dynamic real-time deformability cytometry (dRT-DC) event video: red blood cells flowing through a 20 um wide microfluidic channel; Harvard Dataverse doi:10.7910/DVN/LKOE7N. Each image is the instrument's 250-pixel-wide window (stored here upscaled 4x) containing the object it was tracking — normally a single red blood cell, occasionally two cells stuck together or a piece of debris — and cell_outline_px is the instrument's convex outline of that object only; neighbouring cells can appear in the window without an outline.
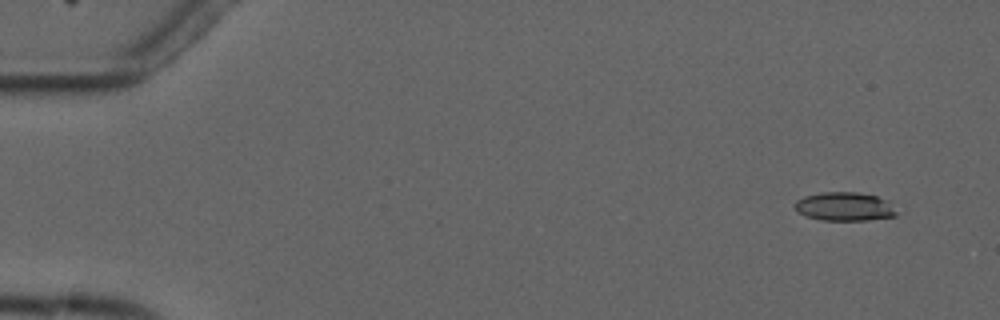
{"species": "common noctule bat (a hibernating species)", "species_latin": "Nyctalus noctula", "temperature_condition": "cold", "stored_images_in_passage": 4, "camera_frame_rate_fps": 3000, "um_per_image_px": 0.085, "animal": {"sex": "male", "forearm_length_mm": 52.5}, "frame": {"image": 1, "passage_image": 1, "time_ms": 0.0, "image_size_px": [1000, 320], "cell_outline_px": [[896, 216], [868, 220], [820, 220], [808, 216], [800, 212], [792, 204], [796, 200], [804, 196], [824, 192], [856, 192], [876, 196], [888, 200], [896, 212]], "centroid_in_image_um": [71.78, 17.55], "position_along_channel_um": 13.2, "area_um2": 16.88}}